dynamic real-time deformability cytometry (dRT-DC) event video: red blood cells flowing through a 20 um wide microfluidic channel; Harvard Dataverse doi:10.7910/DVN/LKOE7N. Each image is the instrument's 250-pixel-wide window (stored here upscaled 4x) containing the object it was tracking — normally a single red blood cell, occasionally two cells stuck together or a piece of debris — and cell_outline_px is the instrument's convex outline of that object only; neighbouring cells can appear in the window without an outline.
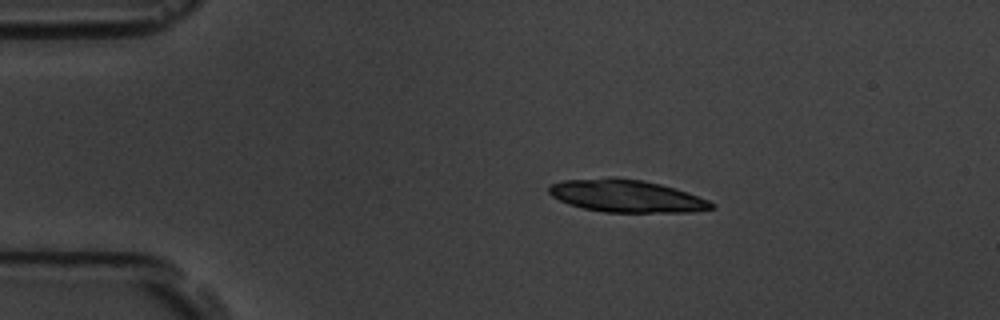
{"species": "common noctule bat (a hibernating species)", "species_latin": "Nyctalus noctula", "temperature_condition": "room temperature", "stored_images_in_passage": 4, "camera_frame_rate_fps": 3000, "um_per_image_px": 0.085, "animal": {"sex": "male", "body_mass_g": 19.5, "forearm_length_mm": 54.6}, "frame": {"image": 1, "passage_image": 1, "time_ms": 0.0, "image_size_px": [1000, 320], "cell_outline_px": [[716, 208], [692, 212], [604, 212], [584, 208], [568, 204], [552, 196], [548, 192], [548, 188], [552, 184], [564, 180], [608, 176], [616, 176], [644, 180], [660, 184], [708, 200], [716, 204]], "centroid_in_image_um": [53.22, 16.65], "position_along_channel_um": 31.8, "area_um2": 30.87}}